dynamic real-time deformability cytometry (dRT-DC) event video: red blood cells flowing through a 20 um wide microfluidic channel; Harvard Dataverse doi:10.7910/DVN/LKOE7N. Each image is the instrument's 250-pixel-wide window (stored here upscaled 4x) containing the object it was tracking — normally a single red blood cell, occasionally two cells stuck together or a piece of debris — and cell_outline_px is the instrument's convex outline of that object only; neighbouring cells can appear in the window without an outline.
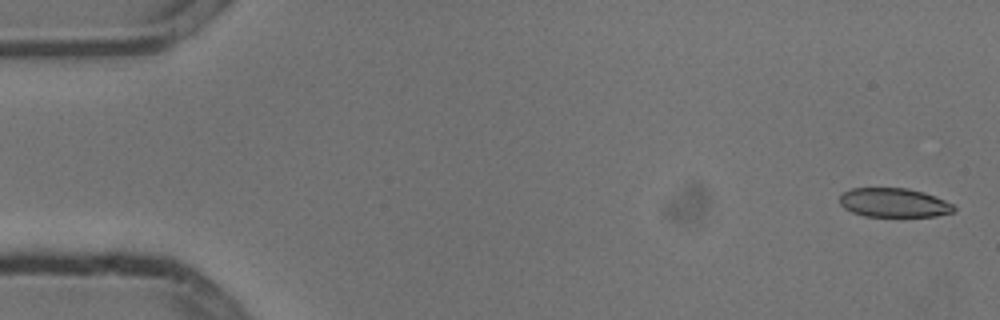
{"species": "common noctule bat (a hibernating species)", "species_latin": "Nyctalus noctula", "temperature_condition": "cold", "stored_images_in_passage": 5, "camera_frame_rate_fps": 3000, "um_per_image_px": 0.085, "animal": {"sex": "male", "body_mass_g": 13.3}, "frame": {"image": 1, "passage_image": 1, "time_ms": 0.0, "image_size_px": [1000, 320], "cell_outline_px": [[956, 212], [936, 216], [864, 216], [852, 212], [844, 208], [840, 204], [840, 196], [844, 192], [852, 188], [908, 188], [924, 192], [936, 196], [952, 204], [956, 208]], "centroid_in_image_um": [76.01, 17.23], "position_along_channel_um": 9.0, "area_um2": 19.42}}
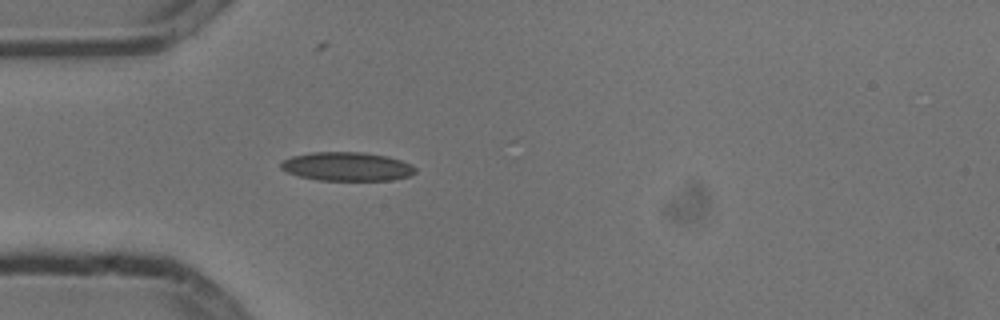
{"frame": {"image": 2, "passage_image": 5, "time_ms": 1.333, "image_size_px": [1000, 320], "cell_outline_px": [[416, 172], [408, 176], [392, 180], [320, 180], [300, 176], [288, 172], [280, 168], [280, 164], [284, 160], [292, 156], [312, 152], [364, 152], [388, 156], [400, 160], [416, 168]], "centroid_in_image_um": [29.49, 14.15], "position_along_channel_um": 55.5, "area_um2": 22.37}}